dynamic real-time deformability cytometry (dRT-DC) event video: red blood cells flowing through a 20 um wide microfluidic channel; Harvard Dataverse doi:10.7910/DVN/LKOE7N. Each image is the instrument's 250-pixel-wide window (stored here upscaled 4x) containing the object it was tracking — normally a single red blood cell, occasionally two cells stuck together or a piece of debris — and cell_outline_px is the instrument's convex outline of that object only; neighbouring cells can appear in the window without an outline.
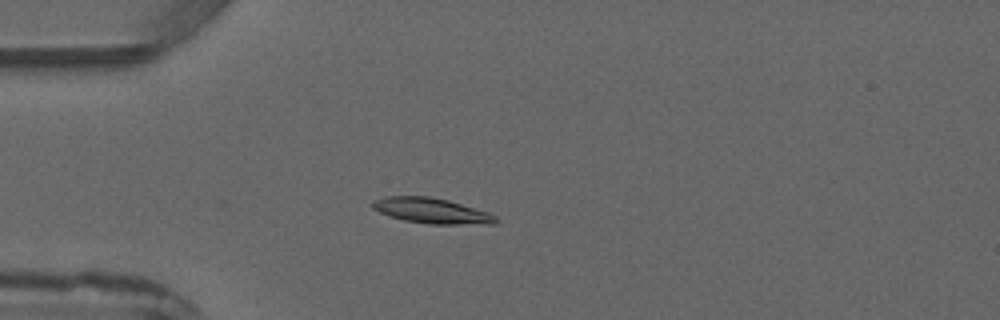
{"species": "common noctule bat (a hibernating species)", "species_latin": "Nyctalus noctula", "temperature_condition": "warm", "stored_images_in_passage": 3, "camera_frame_rate_fps": 3000, "um_per_image_px": 0.085, "animal": {"sex": "male", "forearm_length_mm": 52.5}, "frame": {"image": 1, "passage_image": 3, "time_ms": 3.333, "image_size_px": [1000, 320], "cell_outline_px": [[496, 224], [428, 224], [404, 220], [380, 212], [372, 208], [368, 204], [372, 200], [384, 196], [428, 196], [448, 200], [488, 212], [496, 216]], "centroid_in_image_um": [36.64, 17.9], "position_along_channel_um": 48.4, "area_um2": 18.26}}